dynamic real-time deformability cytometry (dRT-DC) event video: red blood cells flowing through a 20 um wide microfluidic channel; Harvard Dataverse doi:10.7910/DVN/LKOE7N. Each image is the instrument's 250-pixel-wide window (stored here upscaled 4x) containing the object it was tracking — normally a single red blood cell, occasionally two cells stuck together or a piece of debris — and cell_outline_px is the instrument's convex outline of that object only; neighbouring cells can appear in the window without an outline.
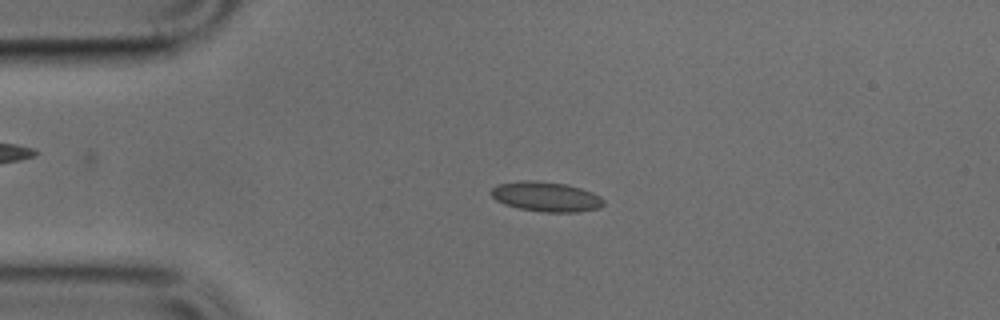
{"species": "common noctule bat (a hibernating species)", "species_latin": "Nyctalus noctula", "temperature_condition": "cold", "stored_images_in_passage": 48, "camera_frame_rate_fps": 3000, "um_per_image_px": 0.085, "animal": {"sex": "male", "body_mass_g": 17.9, "forearm_length_mm": 54.2}, "frame": {"image": 1, "passage_image": 10, "time_ms": 3.0, "image_size_px": [1000, 320], "cell_outline_px": [[604, 204], [600, 208], [576, 212], [544, 212], [520, 208], [504, 204], [496, 200], [492, 196], [492, 188], [496, 184], [524, 180], [536, 180], [564, 184], [580, 188], [592, 192], [600, 196], [604, 200]], "centroid_in_image_um": [46.42, 16.71], "position_along_channel_um": 38.6, "area_um2": 19.48}}
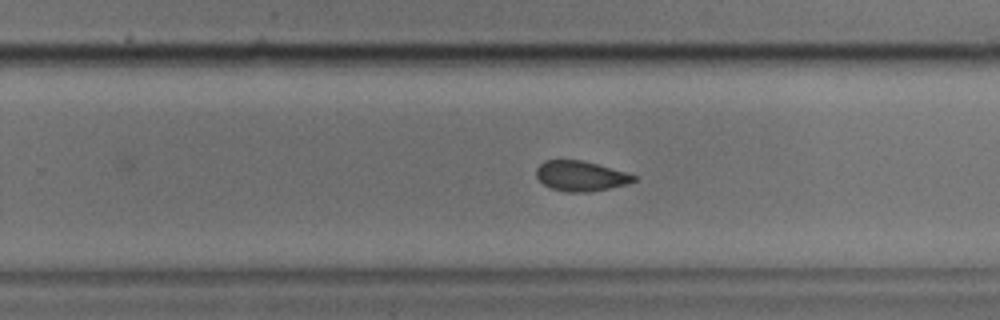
{"frame": {"image": 2, "passage_image": 30, "time_ms": 9.667, "image_size_px": [1000, 320], "cell_outline_px": [[636, 180], [628, 184], [592, 192], [568, 192], [552, 188], [544, 184], [536, 176], [536, 168], [544, 160], [580, 160], [628, 172], [636, 176]], "centroid_in_image_um": [49.38, 14.96], "position_along_channel_um": 280.4, "area_um2": 17.11}}
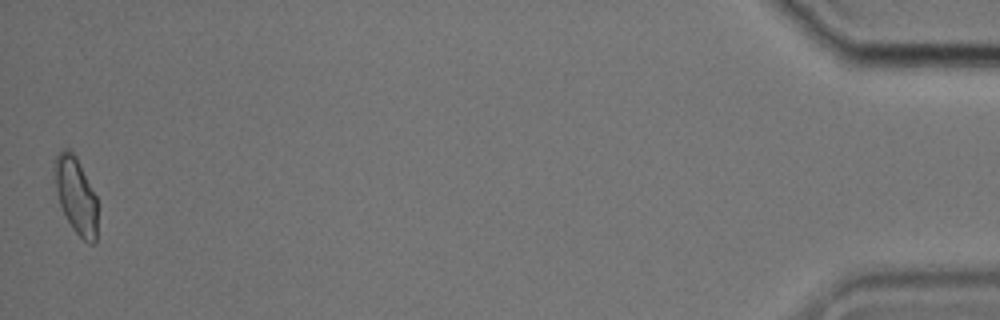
{"frame": {"image": 3, "passage_image": 48, "time_ms": 15.667, "image_size_px": [1000, 320], "cell_outline_px": [[96, 240], [92, 244], [88, 244], [72, 228], [60, 204], [56, 188], [52, 164], [56, 156], [64, 148], [68, 148], [76, 156], [96, 196]], "centroid_in_image_um": [6.43, 16.57], "position_along_channel_um": 428.8, "area_um2": 18.9}}